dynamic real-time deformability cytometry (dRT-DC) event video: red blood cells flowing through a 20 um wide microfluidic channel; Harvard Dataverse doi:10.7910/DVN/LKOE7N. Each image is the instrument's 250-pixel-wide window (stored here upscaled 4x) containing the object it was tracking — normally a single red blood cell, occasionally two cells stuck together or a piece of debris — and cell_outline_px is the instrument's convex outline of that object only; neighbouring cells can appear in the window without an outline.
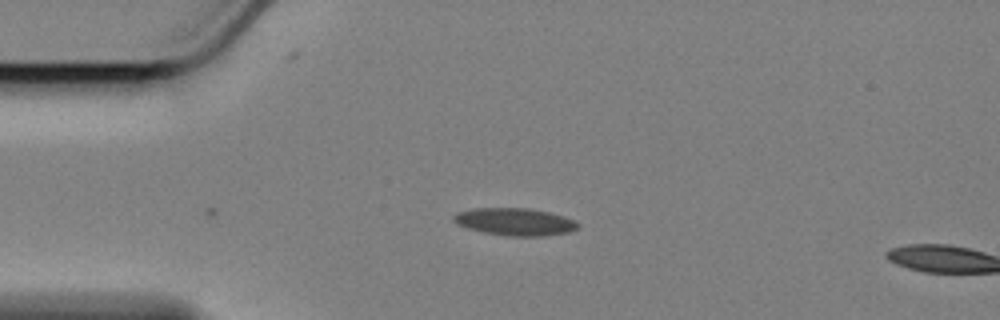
{"species": "Egyptian fruit bat (a non-hibernating species)", "species_latin": "Rousettus aegyptiacus", "temperature_condition": "cold", "stored_images_in_passage": 10, "camera_frame_rate_fps": 3000, "um_per_image_px": 0.085, "animal": {"sex": "female"}, "frame": {"image": 1, "passage_image": 10, "time_ms": 3.0, "image_size_px": [1000, 320], "cell_outline_px": [[580, 224], [576, 228], [568, 232], [544, 236], [508, 236], [484, 232], [468, 228], [456, 224], [452, 220], [452, 216], [460, 212], [476, 208], [528, 208], [548, 212], [564, 216]], "centroid_in_image_um": [43.75, 18.85], "position_along_channel_um": 41.3, "area_um2": 19.65}}